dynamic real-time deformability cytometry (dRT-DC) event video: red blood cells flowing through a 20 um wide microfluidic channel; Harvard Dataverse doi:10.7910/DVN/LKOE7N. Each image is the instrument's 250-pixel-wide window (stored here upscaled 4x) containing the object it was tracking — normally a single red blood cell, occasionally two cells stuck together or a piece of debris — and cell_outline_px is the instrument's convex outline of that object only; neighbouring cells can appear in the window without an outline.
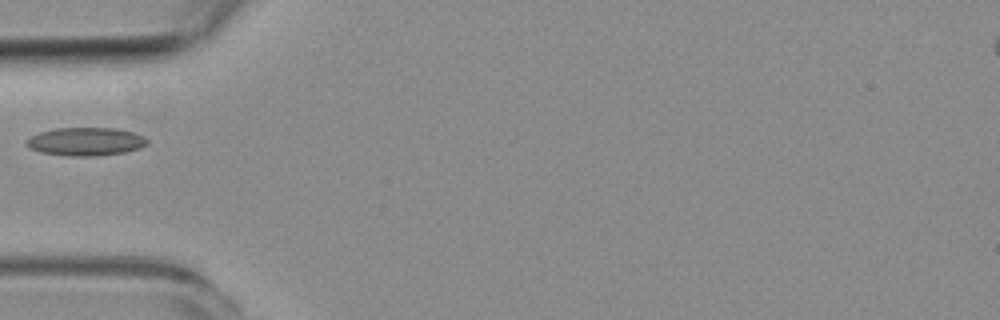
{"species": "common noctule bat (a hibernating species)", "species_latin": "Nyctalus noctula", "temperature_condition": "room temperature", "stored_images_in_passage": 6, "camera_frame_rate_fps": 3000, "um_per_image_px": 0.085, "animal": {"sex": "female", "body_mass_g": 19.3, "forearm_length_mm": 54.1}, "frame": {"image": 1, "passage_image": 5, "time_ms": 5.0, "image_size_px": [1000, 320], "cell_outline_px": [[148, 144], [140, 148], [124, 152], [100, 156], [68, 156], [40, 152], [28, 148], [24, 144], [24, 140], [40, 132], [56, 128], [116, 128], [132, 132], [144, 136], [148, 140]], "centroid_in_image_um": [7.27, 12.04], "position_along_channel_um": 77.7, "area_um2": 20.06}}
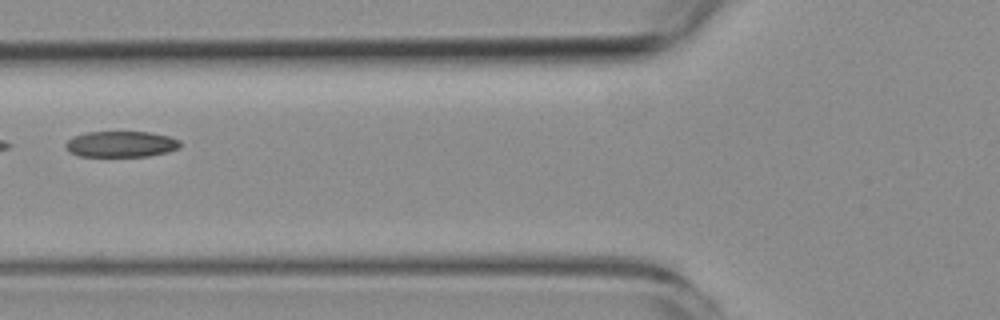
{"frame": {"image": 2, "passage_image": 6, "time_ms": 6.0, "image_size_px": [1000, 320], "cell_outline_px": [[180, 148], [168, 152], [148, 156], [80, 156], [72, 152], [64, 144], [72, 136], [88, 132], [148, 132], [168, 136], [180, 140]], "centroid_in_image_um": [10.31, 12.25], "position_along_channel_um": 115.5, "area_um2": 17.22}}